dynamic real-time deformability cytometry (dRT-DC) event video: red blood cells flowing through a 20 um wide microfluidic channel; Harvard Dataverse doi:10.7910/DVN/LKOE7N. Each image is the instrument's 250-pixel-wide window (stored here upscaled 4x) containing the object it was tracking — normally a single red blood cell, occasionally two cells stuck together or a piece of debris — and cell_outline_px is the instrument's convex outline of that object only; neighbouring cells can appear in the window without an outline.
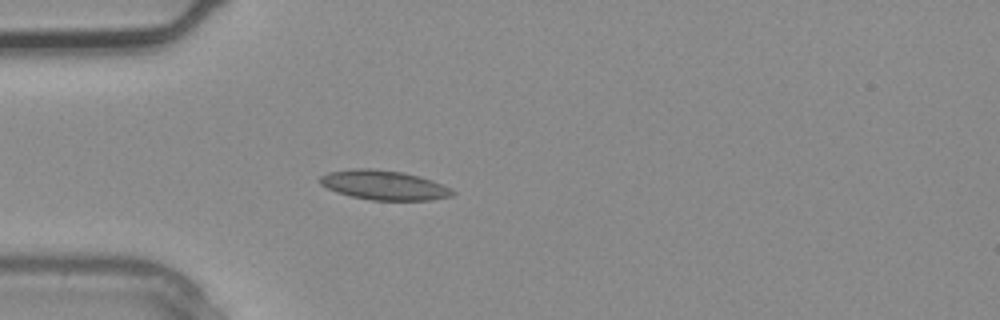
{"species": "common noctule bat (a hibernating species)", "species_latin": "Nyctalus noctula", "temperature_condition": "warm", "stored_images_in_passage": 2, "camera_frame_rate_fps": 3000, "um_per_image_px": 0.085, "animal": {"sex": "male", "body_mass_g": 20.4}, "frame": {"image": 1, "passage_image": 2, "time_ms": 0.333, "image_size_px": [1000, 320], "cell_outline_px": [[456, 192], [452, 196], [432, 200], [372, 200], [352, 196], [336, 192], [320, 184], [320, 176], [328, 172], [352, 168], [372, 168], [404, 172], [420, 176], [432, 180], [452, 188]], "centroid_in_image_um": [32.66, 15.72], "position_along_channel_um": 52.3, "area_um2": 22.95}}